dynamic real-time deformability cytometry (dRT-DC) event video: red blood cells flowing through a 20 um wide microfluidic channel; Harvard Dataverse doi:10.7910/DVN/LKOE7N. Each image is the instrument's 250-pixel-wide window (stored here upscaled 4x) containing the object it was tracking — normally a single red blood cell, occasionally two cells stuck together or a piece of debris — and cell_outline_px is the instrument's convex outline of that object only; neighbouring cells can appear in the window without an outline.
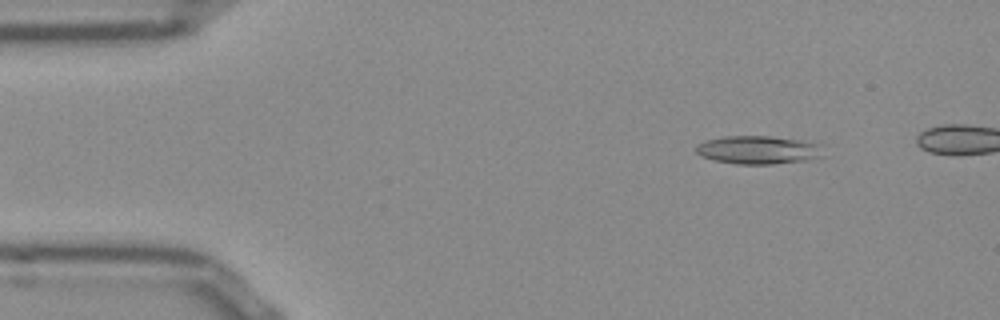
{"species": "Egyptian fruit bat (a non-hibernating species)", "species_latin": "Rousettus aegyptiacus", "temperature_condition": "room temperature", "stored_images_in_passage": 45, "camera_frame_rate_fps": 3000, "um_per_image_px": 0.085, "frame": {"image": 1, "passage_image": 5, "time_ms": 1.333, "image_size_px": [1000, 320], "cell_outline_px": [[824, 156], [804, 160], [772, 164], [736, 164], [712, 160], [700, 156], [696, 152], [696, 144], [704, 140], [724, 136], [772, 136], [800, 140], [824, 144]], "centroid_in_image_um": [64.46, 12.73], "position_along_channel_um": 20.5, "area_um2": 21.33}}
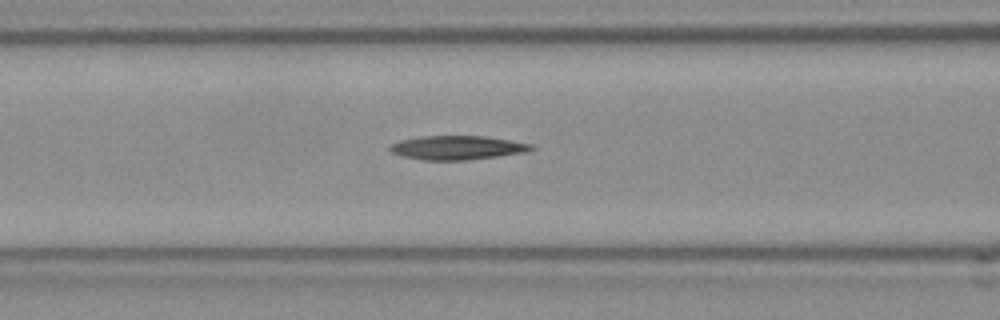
{"frame": {"image": 2, "passage_image": 19, "time_ms": 6.0, "image_size_px": [1000, 320], "cell_outline_px": [[536, 148], [528, 152], [464, 160], [424, 160], [404, 156], [392, 152], [388, 148], [392, 144], [400, 140], [420, 136], [484, 136], [536, 144]], "centroid_in_image_um": [38.93, 12.54], "position_along_channel_um": 127.7, "area_um2": 19.71}}
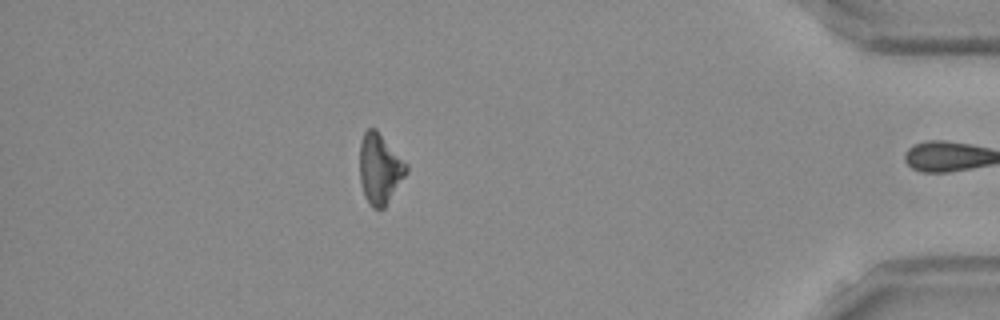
{"frame": {"image": 3, "passage_image": 44, "time_ms": 14.333, "image_size_px": [1000, 320], "cell_outline_px": [[408, 172], [384, 208], [372, 208], [368, 204], [364, 196], [360, 184], [360, 144], [364, 132], [368, 128], [376, 128], [408, 164]], "centroid_in_image_um": [32.28, 14.35], "position_along_channel_um": 402.9, "area_um2": 19.31}}